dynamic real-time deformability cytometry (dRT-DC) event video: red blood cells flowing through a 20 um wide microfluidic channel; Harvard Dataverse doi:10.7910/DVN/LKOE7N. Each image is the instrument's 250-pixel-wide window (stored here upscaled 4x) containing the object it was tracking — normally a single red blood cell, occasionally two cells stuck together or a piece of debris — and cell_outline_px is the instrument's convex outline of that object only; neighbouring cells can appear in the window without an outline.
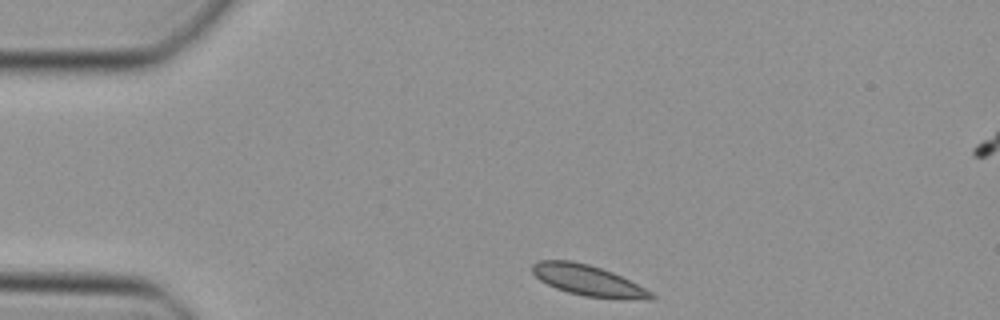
{"species": "Egyptian fruit bat (a non-hibernating species)", "species_latin": "Rousettus aegyptiacus", "temperature_condition": "cold", "stored_images_in_passage": 39, "camera_frame_rate_fps": 3000, "um_per_image_px": 0.085, "animal": {"sex": "female"}, "frame": {"image": 1, "passage_image": 1, "time_ms": 0.0, "image_size_px": [1000, 320], "cell_outline_px": [[656, 296], [652, 300], [648, 300], [584, 296], [568, 292], [556, 288], [540, 280], [532, 272], [532, 264], [540, 260], [572, 260], [588, 264], [612, 272], [652, 292]], "centroid_in_image_um": [49.97, 23.83], "position_along_channel_um": 35.0, "area_um2": 20.98}}
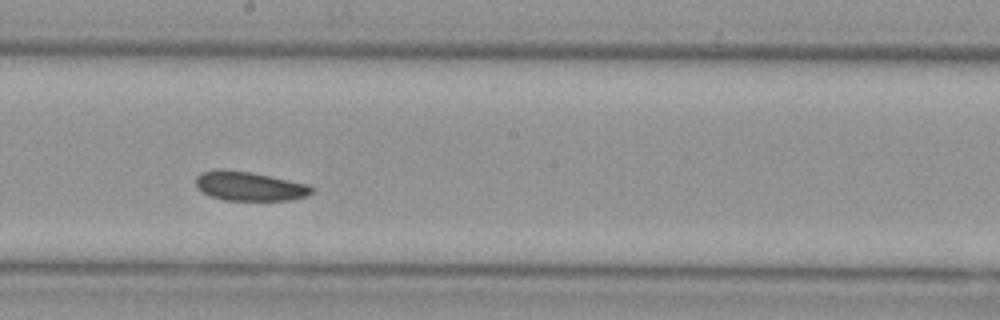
{"frame": {"image": 2, "passage_image": 18, "time_ms": 5.667, "image_size_px": [1000, 320], "cell_outline_px": [[316, 188], [308, 196], [288, 200], [224, 200], [208, 196], [196, 188], [196, 176], [200, 172], [252, 172], [308, 184]], "centroid_in_image_um": [21.26, 15.87], "position_along_channel_um": 226.9, "area_um2": 19.31}}
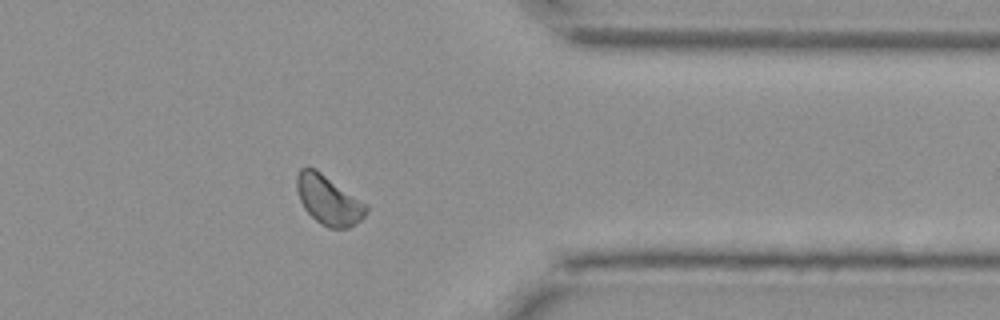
{"frame": {"image": 3, "passage_image": 30, "time_ms": 9.667, "image_size_px": [1000, 320], "cell_outline_px": [[368, 212], [356, 224], [348, 228], [328, 228], [320, 224], [304, 208], [300, 200], [296, 188], [296, 176], [300, 168], [308, 164], [316, 168], [368, 204]], "centroid_in_image_um": [27.92, 16.97], "position_along_channel_um": 383.5, "area_um2": 20.4}}